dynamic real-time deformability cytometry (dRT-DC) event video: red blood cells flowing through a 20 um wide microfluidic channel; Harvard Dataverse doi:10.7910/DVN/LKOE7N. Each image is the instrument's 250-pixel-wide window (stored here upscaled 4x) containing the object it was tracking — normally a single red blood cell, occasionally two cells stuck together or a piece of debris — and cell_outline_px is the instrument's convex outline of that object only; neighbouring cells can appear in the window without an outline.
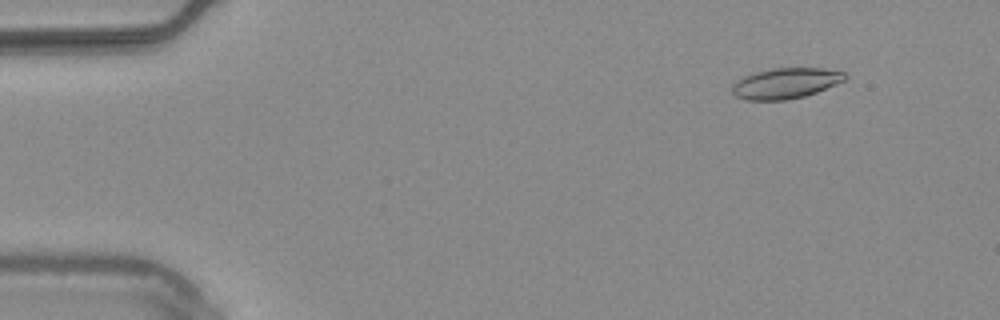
{"species": "common noctule bat (a hibernating species)", "species_latin": "Nyctalus noctula", "temperature_condition": "warm", "stored_images_in_passage": 54, "camera_frame_rate_fps": 3000, "um_per_image_px": 0.085, "animal": {"sex": "male", "body_mass_g": 20.4}, "frame": {"image": 1, "passage_image": 6, "time_ms": 1.667, "image_size_px": [1000, 320], "cell_outline_px": [[848, 76], [844, 80], [836, 84], [816, 92], [804, 96], [788, 100], [744, 100], [736, 96], [732, 92], [732, 84], [736, 80], [744, 76], [756, 72], [772, 68], [824, 68], [844, 72]], "centroid_in_image_um": [66.76, 7.08], "position_along_channel_um": 18.2, "area_um2": 20.17}}
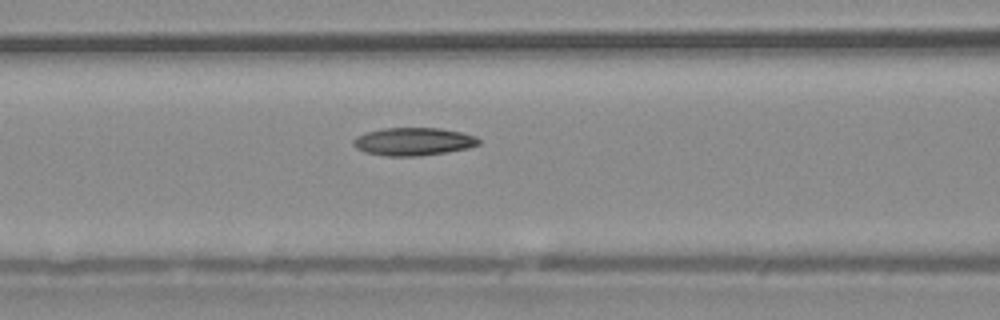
{"frame": {"image": 2, "passage_image": 23, "time_ms": 7.333, "image_size_px": [1000, 320], "cell_outline_px": [[480, 144], [468, 148], [448, 152], [420, 156], [384, 156], [364, 152], [356, 148], [352, 144], [352, 140], [356, 136], [364, 132], [384, 128], [440, 128], [460, 132], [476, 136], [480, 140]], "centroid_in_image_um": [35.11, 12.03], "position_along_channel_um": 131.5, "area_um2": 20.63}}
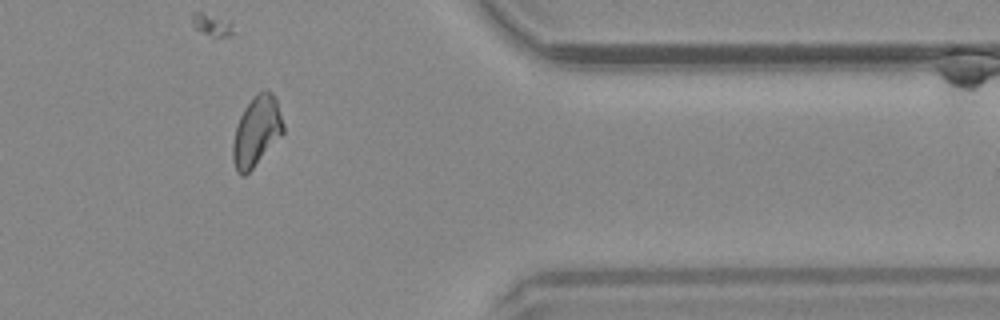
{"frame": {"image": 3, "passage_image": 45, "time_ms": 14.667, "image_size_px": [1000, 320], "cell_outline_px": [[284, 132], [252, 168], [244, 176], [240, 176], [236, 172], [232, 160], [232, 144], [236, 124], [244, 108], [252, 96], [264, 88], [268, 88], [276, 96], [284, 124]], "centroid_in_image_um": [21.79, 11.11], "position_along_channel_um": 389.6, "area_um2": 20.87}, "authors_computed_cell_mechanics": {"area_um2": 20.2011, "velocity_mm_per_s": 3.7747, "shape_relaxation_time_tau1_ms": null, "shape_relaxation_time_tau2_ms": 3.1677, "deformation_change_tau1": null, "deformation_change_tau2": 0.0951}}